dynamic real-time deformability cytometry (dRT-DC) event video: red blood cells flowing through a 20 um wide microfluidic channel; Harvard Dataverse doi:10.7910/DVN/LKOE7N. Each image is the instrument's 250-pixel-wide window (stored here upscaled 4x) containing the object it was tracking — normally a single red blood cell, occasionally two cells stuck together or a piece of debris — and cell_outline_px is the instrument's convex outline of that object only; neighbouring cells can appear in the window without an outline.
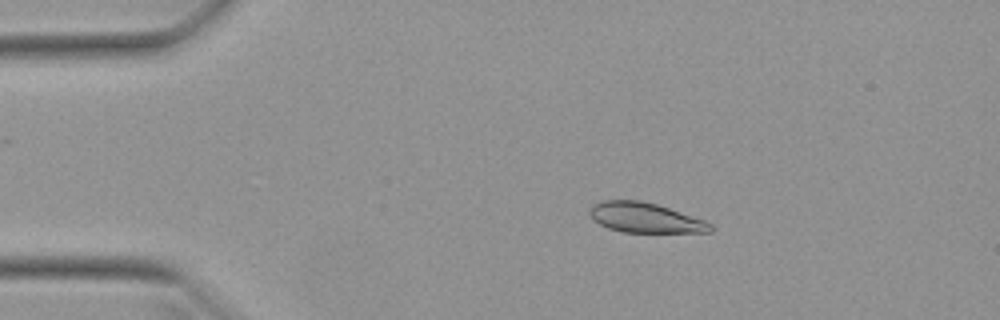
{"species": "Egyptian fruit bat (a non-hibernating species)", "species_latin": "Rousettus aegyptiacus", "temperature_condition": "warm", "stored_images_in_passage": 49, "camera_frame_rate_fps": 3000, "um_per_image_px": 0.085, "animal": {"sex": "female"}, "frame": {"image": 1, "passage_image": 7, "time_ms": 2.0, "image_size_px": [1000, 320], "cell_outline_px": [[712, 232], [624, 232], [608, 228], [600, 224], [588, 212], [588, 208], [592, 204], [600, 200], [640, 200], [656, 204], [704, 220], [712, 224]], "centroid_in_image_um": [54.8, 18.5], "position_along_channel_um": 30.2, "area_um2": 20.92}}
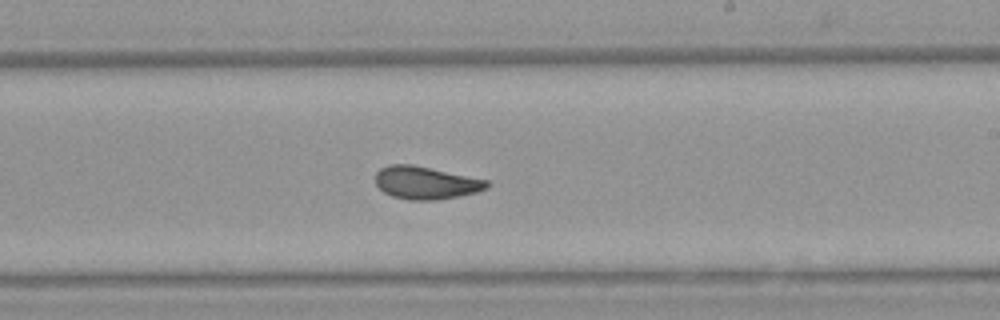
{"frame": {"image": 2, "passage_image": 28, "time_ms": 9.0, "image_size_px": [1000, 320], "cell_outline_px": [[492, 184], [488, 188], [476, 192], [460, 196], [436, 200], [408, 200], [392, 196], [384, 192], [376, 184], [376, 172], [380, 168], [388, 164], [412, 164], [488, 180]], "centroid_in_image_um": [36.21, 15.53], "position_along_channel_um": 252.8, "area_um2": 21.39}}
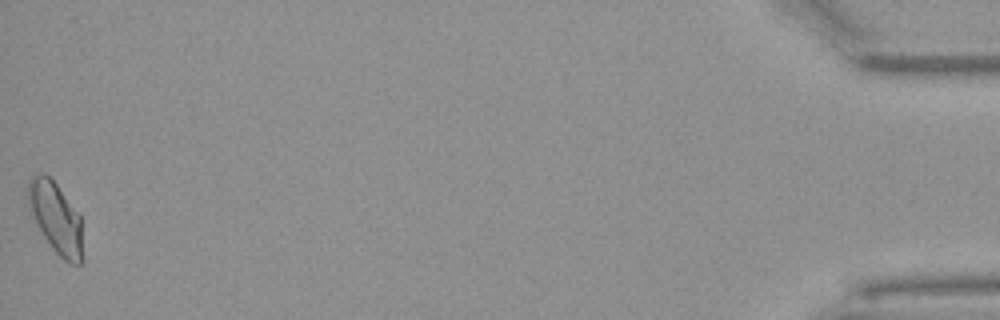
{"frame": {"image": 3, "passage_image": 49, "time_ms": 16.0, "image_size_px": [1000, 320], "cell_outline_px": [[84, 260], [80, 264], [72, 264], [64, 260], [52, 248], [28, 212], [28, 180], [32, 176], [44, 172], [56, 184], [80, 216]], "centroid_in_image_um": [4.74, 18.54], "position_along_channel_um": 430.5, "area_um2": 22.66}, "authors_computed_cell_mechanics": {"area_um2": 21.3282, "velocity_mm_per_s": 3.9529, "shape_relaxation_time_tau1_ms": 4.6661, "shape_relaxation_time_tau2_ms": 0.8539, "deformation_change_tau1": 0.1446, "deformation_change_tau2": 0.0445}}